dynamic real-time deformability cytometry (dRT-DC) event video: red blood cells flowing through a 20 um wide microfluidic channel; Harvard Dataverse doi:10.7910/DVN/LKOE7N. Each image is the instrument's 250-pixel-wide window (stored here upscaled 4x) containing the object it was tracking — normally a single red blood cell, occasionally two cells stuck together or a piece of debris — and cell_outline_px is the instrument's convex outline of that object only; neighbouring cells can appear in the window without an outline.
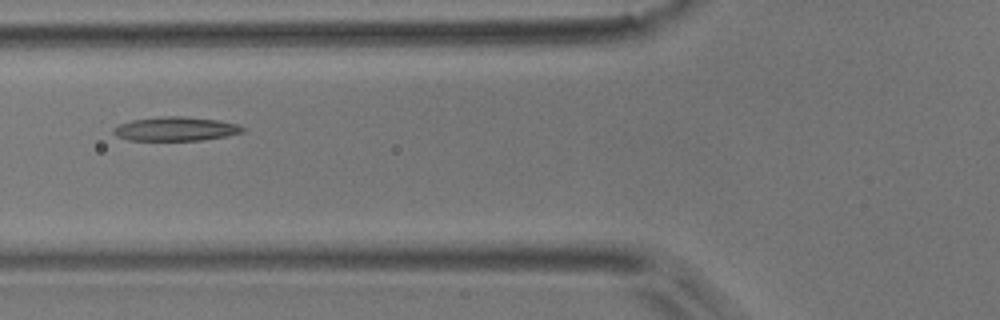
{"species": "common noctule bat (a hibernating species)", "species_latin": "Nyctalus noctula", "temperature_condition": "room temperature", "stored_images_in_passage": 8, "camera_frame_rate_fps": 3000, "um_per_image_px": 0.085, "animal": {"sex": "male", "body_mass_g": 17.9}, "frame": {"image": 1, "passage_image": 3, "time_ms": 2.333, "image_size_px": [1000, 320], "cell_outline_px": [[248, 128], [244, 132], [228, 136], [200, 140], [128, 140], [116, 136], [112, 132], [112, 128], [120, 124], [132, 120], [160, 116], [184, 116], [216, 120], [240, 124]], "centroid_in_image_um": [14.97, 10.95], "position_along_channel_um": 110.8, "area_um2": 18.26}}
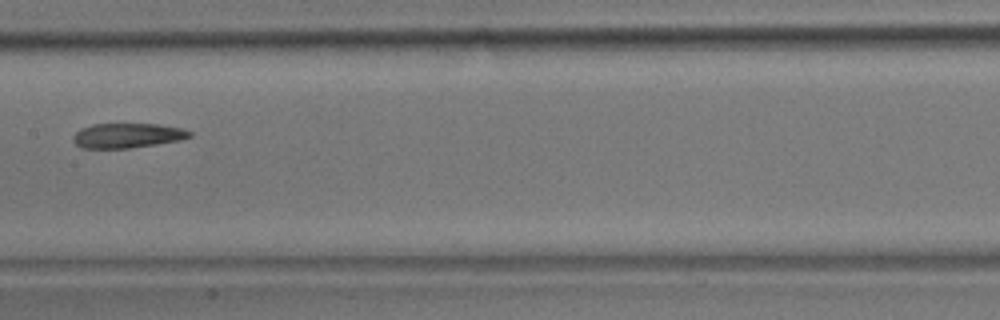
{"frame": {"image": 2, "passage_image": 5, "time_ms": 4.667, "image_size_px": [1000, 320], "cell_outline_px": [[192, 136], [180, 140], [156, 144], [128, 148], [80, 148], [72, 140], [72, 136], [80, 128], [92, 124], [160, 124], [184, 128], [192, 132]], "centroid_in_image_um": [10.82, 11.51], "position_along_channel_um": 196.6, "area_um2": 16.94}}
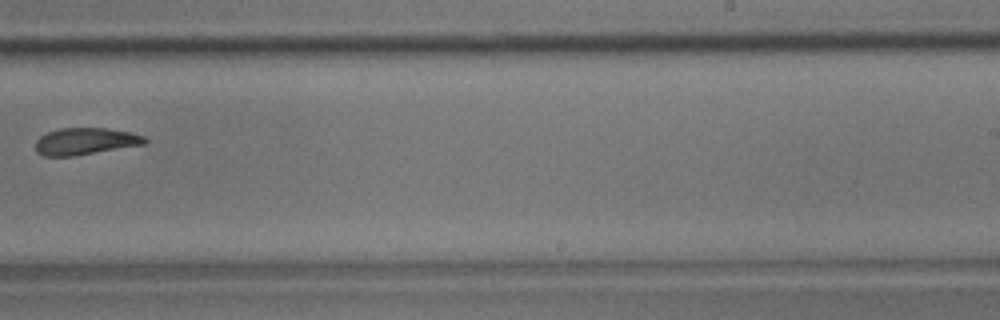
{"frame": {"image": 3, "passage_image": 7, "time_ms": 7.0, "image_size_px": [1000, 320], "cell_outline_px": [[148, 140], [144, 144], [72, 156], [44, 156], [36, 152], [36, 140], [40, 136], [48, 132], [60, 128], [108, 128], [132, 132], [144, 136]], "centroid_in_image_um": [7.25, 12.0], "position_along_channel_um": 281.8, "area_um2": 17.05}}